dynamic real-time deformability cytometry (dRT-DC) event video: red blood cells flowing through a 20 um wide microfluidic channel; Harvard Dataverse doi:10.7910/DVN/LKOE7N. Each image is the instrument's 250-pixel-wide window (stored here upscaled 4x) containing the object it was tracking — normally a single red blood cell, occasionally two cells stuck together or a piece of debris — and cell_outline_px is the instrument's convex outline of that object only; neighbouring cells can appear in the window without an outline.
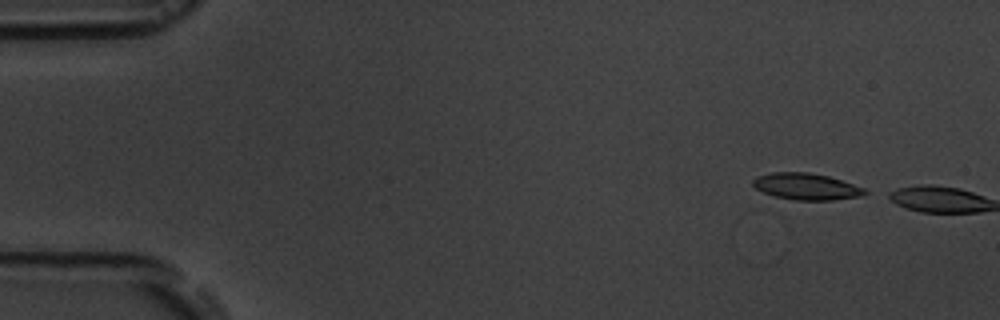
{"species": "common noctule bat (a hibernating species)", "species_latin": "Nyctalus noctula", "temperature_condition": "room temperature", "stored_images_in_passage": 2, "camera_frame_rate_fps": 3000, "um_per_image_px": 0.085, "animal": {"sex": "male", "body_mass_g": 19.5, "forearm_length_mm": 54.6}, "frame": {"image": 1, "passage_image": 1, "time_ms": 0.0, "image_size_px": [1000, 320], "cell_outline_px": [[868, 192], [860, 196], [832, 200], [796, 200], [772, 196], [756, 188], [752, 184], [752, 180], [756, 176], [772, 172], [808, 172], [828, 176], [864, 188]], "centroid_in_image_um": [68.49, 15.85], "position_along_channel_um": 16.5, "area_um2": 17.22}}